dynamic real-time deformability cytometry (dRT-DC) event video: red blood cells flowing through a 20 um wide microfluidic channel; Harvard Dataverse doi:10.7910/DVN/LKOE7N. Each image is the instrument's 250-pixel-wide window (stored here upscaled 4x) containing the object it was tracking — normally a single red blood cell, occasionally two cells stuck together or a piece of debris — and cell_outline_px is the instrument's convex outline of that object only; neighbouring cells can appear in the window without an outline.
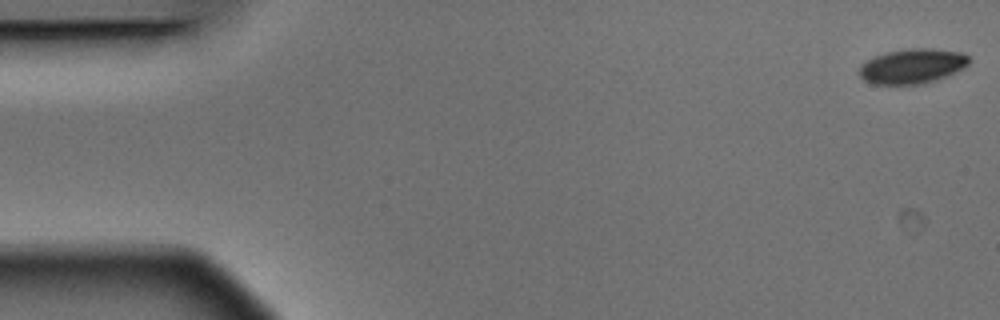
{"species": "Egyptian fruit bat (a non-hibernating species)", "species_latin": "Rousettus aegyptiacus", "temperature_condition": "warm", "stored_images_in_passage": 10, "camera_frame_rate_fps": 3000, "um_per_image_px": 0.085, "animal": {"sex": "male"}, "frame": {"image": 1, "passage_image": 1, "time_ms": 0.0, "image_size_px": [1000, 320], "cell_outline_px": [[972, 60], [964, 68], [948, 76], [936, 80], [920, 84], [872, 84], [864, 80], [860, 76], [860, 64], [864, 60], [888, 52], [908, 48], [932, 48], [964, 52]], "centroid_in_image_um": [77.58, 5.61], "position_along_channel_um": 7.4, "area_um2": 22.54}}
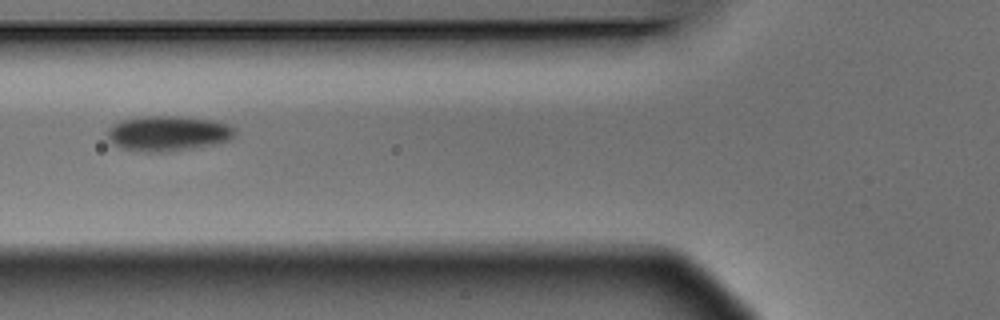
{"frame": {"image": 2, "passage_image": 6, "time_ms": 1.667, "image_size_px": [1000, 320], "cell_outline_px": [[236, 132], [228, 140], [212, 144], [192, 148], [168, 152], [144, 152], [120, 148], [112, 144], [108, 136], [108, 128], [112, 124], [120, 120], [144, 116], [176, 116], [212, 120], [228, 124], [236, 128]], "centroid_in_image_um": [14.24, 11.34], "position_along_channel_um": 111.6, "area_um2": 26.18}}
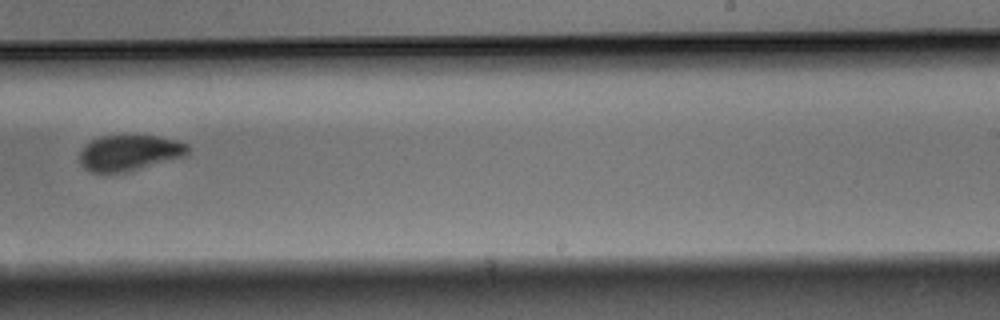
{"frame": {"image": 3, "passage_image": 10, "time_ms": 3.0, "image_size_px": [1000, 320], "cell_outline_px": [[188, 152], [184, 156], [124, 172], [92, 172], [84, 168], [80, 164], [80, 152], [84, 144], [100, 136], [156, 136], [176, 140], [188, 144]], "centroid_in_image_um": [10.96, 12.98], "position_along_channel_um": 278.0, "area_um2": 22.2}}